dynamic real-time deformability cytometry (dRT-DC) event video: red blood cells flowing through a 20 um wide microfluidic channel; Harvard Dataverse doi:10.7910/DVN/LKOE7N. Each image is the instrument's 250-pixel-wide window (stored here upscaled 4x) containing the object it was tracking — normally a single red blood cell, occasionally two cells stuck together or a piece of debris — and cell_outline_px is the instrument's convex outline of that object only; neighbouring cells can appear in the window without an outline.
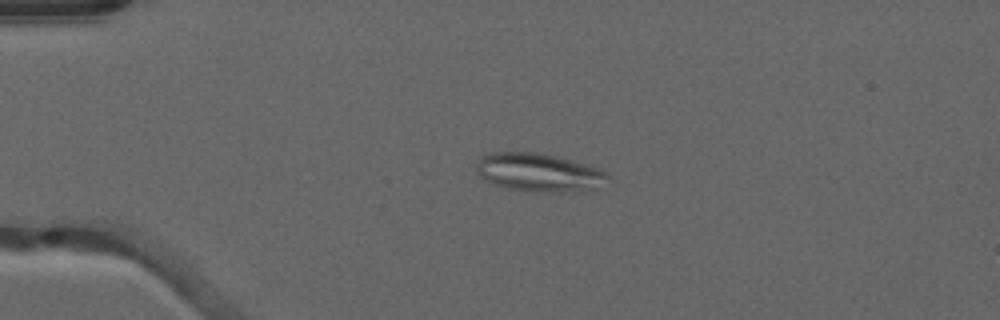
{"species": "common noctule bat (a hibernating species)", "species_latin": "Nyctalus noctula", "temperature_condition": "warm", "stored_images_in_passage": 51, "camera_frame_rate_fps": 3000, "um_per_image_px": 0.085, "animal": {"sex": "male", "forearm_length_mm": 52.5}, "frame": {"image": 1, "passage_image": 12, "time_ms": 3.667, "image_size_px": [1000, 320], "cell_outline_px": [[608, 176], [564, 192], [528, 192], [508, 188], [484, 180], [476, 172], [476, 164], [480, 156], [488, 152], [532, 152], [556, 156], [584, 164], [596, 168], [604, 172]], "centroid_in_image_um": [45.5, 14.6], "position_along_channel_um": 39.5, "area_um2": 27.8}}
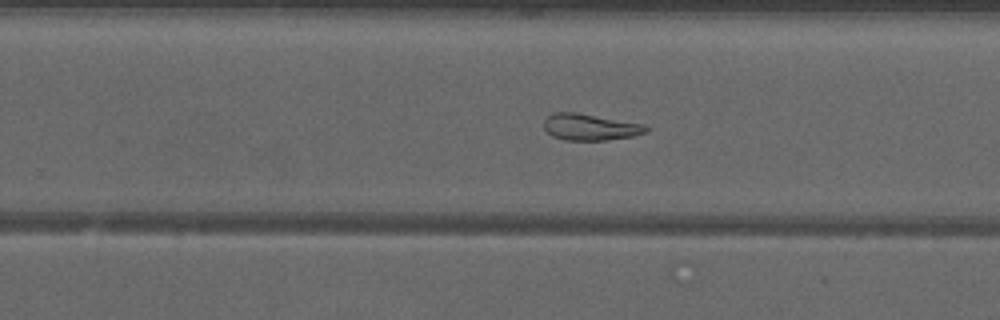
{"frame": {"image": 2, "passage_image": 33, "time_ms": 10.667, "image_size_px": [1000, 320], "cell_outline_px": [[648, 132], [632, 136], [608, 140], [564, 140], [552, 136], [544, 128], [544, 120], [548, 116], [556, 112], [576, 112], [644, 124], [648, 128]], "centroid_in_image_um": [50.16, 10.8], "position_along_channel_um": 279.6, "area_um2": 15.72}}
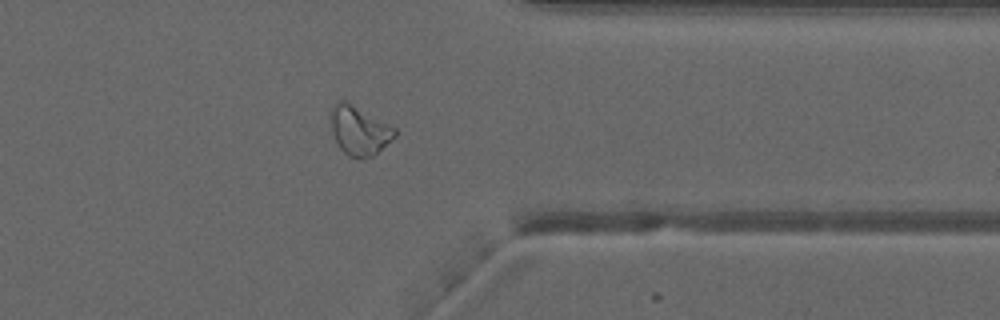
{"frame": {"image": 3, "passage_image": 41, "time_ms": 13.333, "image_size_px": [1000, 320], "cell_outline_px": [[396, 136], [372, 156], [348, 156], [340, 148], [332, 132], [332, 108], [336, 100], [344, 100], [396, 128]], "centroid_in_image_um": [30.54, 11.07], "position_along_channel_um": 380.9, "area_um2": 17.63}, "authors_computed_cell_mechanics": {"area_um2": 20.9236, "velocity_mm_per_s": 4.0096, "shape_relaxation_time_tau1_ms": null, "shape_relaxation_time_tau2_ms": 4.618, "deformation_change_tau1": null, "deformation_change_tau2": 0.1245}}